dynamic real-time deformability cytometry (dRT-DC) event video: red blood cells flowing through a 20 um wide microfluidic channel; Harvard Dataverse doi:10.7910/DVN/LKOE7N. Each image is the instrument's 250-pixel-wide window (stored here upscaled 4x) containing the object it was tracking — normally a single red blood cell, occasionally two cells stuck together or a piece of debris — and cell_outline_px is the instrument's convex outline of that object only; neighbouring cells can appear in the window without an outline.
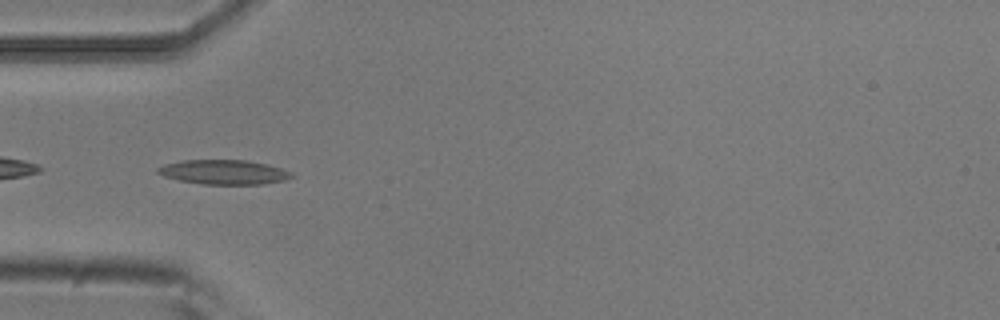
{"species": "common noctule bat (a hibernating species)", "species_latin": "Nyctalus noctula", "temperature_condition": "room temperature", "stored_images_in_passage": 8, "camera_frame_rate_fps": 3000, "um_per_image_px": 0.085, "animal": {"sex": "male", "body_mass_g": 20.5, "forearm_length_mm": 52.5}, "frame": {"image": 1, "passage_image": 5, "time_ms": 1.333, "image_size_px": [1000, 320], "cell_outline_px": [[292, 176], [284, 180], [264, 184], [204, 184], [180, 180], [164, 176], [156, 172], [156, 168], [164, 164], [184, 160], [244, 160], [268, 164], [292, 172]], "centroid_in_image_um": [19.01, 14.62], "position_along_channel_um": 66.0, "area_um2": 18.96}}
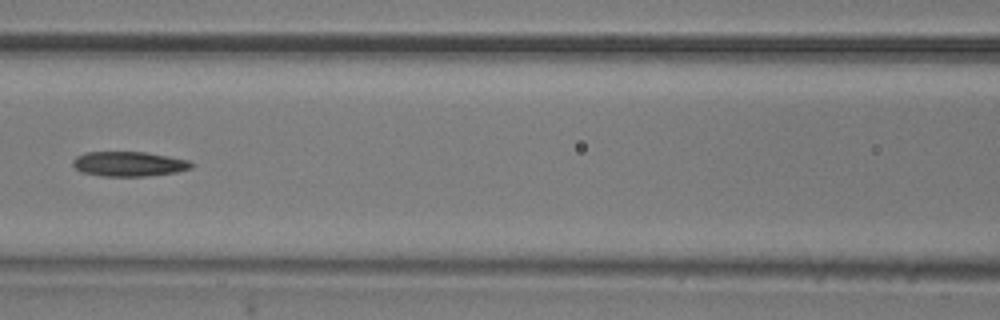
{"frame": {"image": 2, "passage_image": 7, "time_ms": 2.0, "image_size_px": [1000, 320], "cell_outline_px": [[192, 168], [176, 172], [144, 176], [100, 176], [80, 172], [72, 164], [72, 160], [76, 156], [84, 152], [144, 152], [168, 156], [188, 160], [192, 164]], "centroid_in_image_um": [10.9, 13.93], "position_along_channel_um": 155.7, "area_um2": 17.11}}
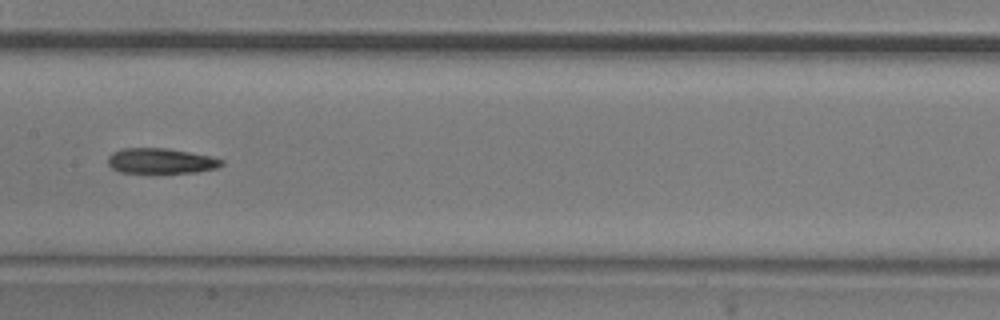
{"frame": {"image": 3, "passage_image": 8, "time_ms": 2.333, "image_size_px": [1000, 320], "cell_outline_px": [[224, 164], [216, 168], [196, 172], [120, 172], [112, 168], [108, 164], [108, 156], [112, 152], [124, 148], [168, 148], [212, 156], [224, 160]], "centroid_in_image_um": [13.69, 13.66], "position_along_channel_um": 193.7, "area_um2": 16.7}}